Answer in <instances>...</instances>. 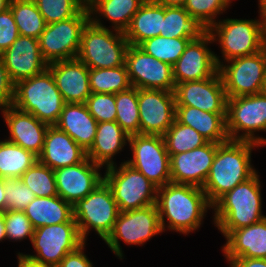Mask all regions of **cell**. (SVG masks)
I'll list each match as a JSON object with an SVG mask.
<instances>
[{"mask_svg": "<svg viewBox=\"0 0 266 267\" xmlns=\"http://www.w3.org/2000/svg\"><path fill=\"white\" fill-rule=\"evenodd\" d=\"M156 205L163 232L167 227L184 235L198 230L212 208L201 187L172 182L158 187Z\"/></svg>", "mask_w": 266, "mask_h": 267, "instance_id": "cell-1", "label": "cell"}, {"mask_svg": "<svg viewBox=\"0 0 266 267\" xmlns=\"http://www.w3.org/2000/svg\"><path fill=\"white\" fill-rule=\"evenodd\" d=\"M256 147L261 146L241 140H228L218 145L209 175L202 187L211 205L257 172L251 164V151Z\"/></svg>", "mask_w": 266, "mask_h": 267, "instance_id": "cell-2", "label": "cell"}, {"mask_svg": "<svg viewBox=\"0 0 266 267\" xmlns=\"http://www.w3.org/2000/svg\"><path fill=\"white\" fill-rule=\"evenodd\" d=\"M261 182L256 172L252 177L226 192L213 205L214 225L226 238L233 230L260 222L262 214Z\"/></svg>", "mask_w": 266, "mask_h": 267, "instance_id": "cell-3", "label": "cell"}, {"mask_svg": "<svg viewBox=\"0 0 266 267\" xmlns=\"http://www.w3.org/2000/svg\"><path fill=\"white\" fill-rule=\"evenodd\" d=\"M261 19H217L208 32L218 41L224 62L258 53L266 47V12L259 7ZM217 36V37H216Z\"/></svg>", "mask_w": 266, "mask_h": 267, "instance_id": "cell-4", "label": "cell"}, {"mask_svg": "<svg viewBox=\"0 0 266 267\" xmlns=\"http://www.w3.org/2000/svg\"><path fill=\"white\" fill-rule=\"evenodd\" d=\"M128 46L123 32L111 31L102 24L99 16L90 15L81 34L77 58L89 69L115 68L125 65Z\"/></svg>", "mask_w": 266, "mask_h": 267, "instance_id": "cell-5", "label": "cell"}, {"mask_svg": "<svg viewBox=\"0 0 266 267\" xmlns=\"http://www.w3.org/2000/svg\"><path fill=\"white\" fill-rule=\"evenodd\" d=\"M65 104L48 69L15 84L12 105L49 126L57 124Z\"/></svg>", "mask_w": 266, "mask_h": 267, "instance_id": "cell-6", "label": "cell"}, {"mask_svg": "<svg viewBox=\"0 0 266 267\" xmlns=\"http://www.w3.org/2000/svg\"><path fill=\"white\" fill-rule=\"evenodd\" d=\"M119 213L112 190L105 181L73 205V218L84 242L91 230L105 241L112 233Z\"/></svg>", "mask_w": 266, "mask_h": 267, "instance_id": "cell-7", "label": "cell"}, {"mask_svg": "<svg viewBox=\"0 0 266 267\" xmlns=\"http://www.w3.org/2000/svg\"><path fill=\"white\" fill-rule=\"evenodd\" d=\"M105 168L104 181L111 188L119 211L141 209L157 201L158 187L127 162Z\"/></svg>", "mask_w": 266, "mask_h": 267, "instance_id": "cell-8", "label": "cell"}, {"mask_svg": "<svg viewBox=\"0 0 266 267\" xmlns=\"http://www.w3.org/2000/svg\"><path fill=\"white\" fill-rule=\"evenodd\" d=\"M226 130L229 140L266 145V138L255 136L256 131L266 132V95L261 92L227 98Z\"/></svg>", "mask_w": 266, "mask_h": 267, "instance_id": "cell-9", "label": "cell"}, {"mask_svg": "<svg viewBox=\"0 0 266 267\" xmlns=\"http://www.w3.org/2000/svg\"><path fill=\"white\" fill-rule=\"evenodd\" d=\"M89 21L90 14L86 5L72 18L47 24L38 38L43 59L49 64L77 58L81 34Z\"/></svg>", "mask_w": 266, "mask_h": 267, "instance_id": "cell-10", "label": "cell"}, {"mask_svg": "<svg viewBox=\"0 0 266 267\" xmlns=\"http://www.w3.org/2000/svg\"><path fill=\"white\" fill-rule=\"evenodd\" d=\"M162 232L158 208L153 204L141 209L120 212L112 233L104 242L116 256L123 259L119 239L128 245H143Z\"/></svg>", "mask_w": 266, "mask_h": 267, "instance_id": "cell-11", "label": "cell"}, {"mask_svg": "<svg viewBox=\"0 0 266 267\" xmlns=\"http://www.w3.org/2000/svg\"><path fill=\"white\" fill-rule=\"evenodd\" d=\"M220 62L218 72L227 98L262 92L266 75V47L256 54ZM225 64V65H224Z\"/></svg>", "mask_w": 266, "mask_h": 267, "instance_id": "cell-12", "label": "cell"}, {"mask_svg": "<svg viewBox=\"0 0 266 267\" xmlns=\"http://www.w3.org/2000/svg\"><path fill=\"white\" fill-rule=\"evenodd\" d=\"M128 143L132 159L127 160L157 187L171 182L170 156L161 135L135 134L129 136Z\"/></svg>", "mask_w": 266, "mask_h": 267, "instance_id": "cell-13", "label": "cell"}, {"mask_svg": "<svg viewBox=\"0 0 266 267\" xmlns=\"http://www.w3.org/2000/svg\"><path fill=\"white\" fill-rule=\"evenodd\" d=\"M35 255L25 254L33 260L56 267L70 252L84 243L74 218L69 222L34 229L31 241Z\"/></svg>", "mask_w": 266, "mask_h": 267, "instance_id": "cell-14", "label": "cell"}, {"mask_svg": "<svg viewBox=\"0 0 266 267\" xmlns=\"http://www.w3.org/2000/svg\"><path fill=\"white\" fill-rule=\"evenodd\" d=\"M125 65L132 87L174 91L172 66L146 54L138 46H128Z\"/></svg>", "mask_w": 266, "mask_h": 267, "instance_id": "cell-15", "label": "cell"}, {"mask_svg": "<svg viewBox=\"0 0 266 267\" xmlns=\"http://www.w3.org/2000/svg\"><path fill=\"white\" fill-rule=\"evenodd\" d=\"M212 42L214 43L209 32L199 39L189 41L180 58L172 66L175 85L210 78L218 71L222 59L208 47Z\"/></svg>", "mask_w": 266, "mask_h": 267, "instance_id": "cell-16", "label": "cell"}, {"mask_svg": "<svg viewBox=\"0 0 266 267\" xmlns=\"http://www.w3.org/2000/svg\"><path fill=\"white\" fill-rule=\"evenodd\" d=\"M140 134L163 136L176 118L174 91L138 89Z\"/></svg>", "mask_w": 266, "mask_h": 267, "instance_id": "cell-17", "label": "cell"}, {"mask_svg": "<svg viewBox=\"0 0 266 267\" xmlns=\"http://www.w3.org/2000/svg\"><path fill=\"white\" fill-rule=\"evenodd\" d=\"M174 95L176 106H191L202 111L226 114L227 96L218 71L210 78L176 84Z\"/></svg>", "mask_w": 266, "mask_h": 267, "instance_id": "cell-18", "label": "cell"}, {"mask_svg": "<svg viewBox=\"0 0 266 267\" xmlns=\"http://www.w3.org/2000/svg\"><path fill=\"white\" fill-rule=\"evenodd\" d=\"M100 168L102 166L86 158L75 165L53 170L57 194L72 206L75 205L104 181Z\"/></svg>", "mask_w": 266, "mask_h": 267, "instance_id": "cell-19", "label": "cell"}, {"mask_svg": "<svg viewBox=\"0 0 266 267\" xmlns=\"http://www.w3.org/2000/svg\"><path fill=\"white\" fill-rule=\"evenodd\" d=\"M1 57L14 84L48 68L40 52L39 40L33 37L19 35Z\"/></svg>", "mask_w": 266, "mask_h": 267, "instance_id": "cell-20", "label": "cell"}, {"mask_svg": "<svg viewBox=\"0 0 266 267\" xmlns=\"http://www.w3.org/2000/svg\"><path fill=\"white\" fill-rule=\"evenodd\" d=\"M208 142L202 147L170 156L171 182L203 187L218 147Z\"/></svg>", "mask_w": 266, "mask_h": 267, "instance_id": "cell-21", "label": "cell"}, {"mask_svg": "<svg viewBox=\"0 0 266 267\" xmlns=\"http://www.w3.org/2000/svg\"><path fill=\"white\" fill-rule=\"evenodd\" d=\"M65 103H85L91 95L89 68L78 58L48 64Z\"/></svg>", "mask_w": 266, "mask_h": 267, "instance_id": "cell-22", "label": "cell"}, {"mask_svg": "<svg viewBox=\"0 0 266 267\" xmlns=\"http://www.w3.org/2000/svg\"><path fill=\"white\" fill-rule=\"evenodd\" d=\"M1 111L10 133L9 139L6 140L32 152L38 157L42 152L49 125L13 105L2 108Z\"/></svg>", "mask_w": 266, "mask_h": 267, "instance_id": "cell-23", "label": "cell"}, {"mask_svg": "<svg viewBox=\"0 0 266 267\" xmlns=\"http://www.w3.org/2000/svg\"><path fill=\"white\" fill-rule=\"evenodd\" d=\"M86 158V151L67 133L55 125L48 127L42 152L38 156L40 163L55 170L83 162Z\"/></svg>", "mask_w": 266, "mask_h": 267, "instance_id": "cell-24", "label": "cell"}, {"mask_svg": "<svg viewBox=\"0 0 266 267\" xmlns=\"http://www.w3.org/2000/svg\"><path fill=\"white\" fill-rule=\"evenodd\" d=\"M226 241L222 251L229 263L236 258L266 259V218L233 230Z\"/></svg>", "mask_w": 266, "mask_h": 267, "instance_id": "cell-25", "label": "cell"}, {"mask_svg": "<svg viewBox=\"0 0 266 267\" xmlns=\"http://www.w3.org/2000/svg\"><path fill=\"white\" fill-rule=\"evenodd\" d=\"M97 125L85 103H66L55 126L87 151L93 144Z\"/></svg>", "mask_w": 266, "mask_h": 267, "instance_id": "cell-26", "label": "cell"}, {"mask_svg": "<svg viewBox=\"0 0 266 267\" xmlns=\"http://www.w3.org/2000/svg\"><path fill=\"white\" fill-rule=\"evenodd\" d=\"M129 136L116 122H100L92 146L86 151L87 158L100 166L110 167L116 162L113 157L122 151Z\"/></svg>", "mask_w": 266, "mask_h": 267, "instance_id": "cell-27", "label": "cell"}, {"mask_svg": "<svg viewBox=\"0 0 266 267\" xmlns=\"http://www.w3.org/2000/svg\"><path fill=\"white\" fill-rule=\"evenodd\" d=\"M175 119L195 129L209 142L220 144L229 140L226 130V114L202 111L191 106H176Z\"/></svg>", "mask_w": 266, "mask_h": 267, "instance_id": "cell-28", "label": "cell"}, {"mask_svg": "<svg viewBox=\"0 0 266 267\" xmlns=\"http://www.w3.org/2000/svg\"><path fill=\"white\" fill-rule=\"evenodd\" d=\"M164 20V6L146 0L135 13L124 32L129 45L139 46L143 41L159 36Z\"/></svg>", "mask_w": 266, "mask_h": 267, "instance_id": "cell-29", "label": "cell"}, {"mask_svg": "<svg viewBox=\"0 0 266 267\" xmlns=\"http://www.w3.org/2000/svg\"><path fill=\"white\" fill-rule=\"evenodd\" d=\"M24 212L34 229L69 222L73 218V206L59 195L36 197Z\"/></svg>", "mask_w": 266, "mask_h": 267, "instance_id": "cell-30", "label": "cell"}, {"mask_svg": "<svg viewBox=\"0 0 266 267\" xmlns=\"http://www.w3.org/2000/svg\"><path fill=\"white\" fill-rule=\"evenodd\" d=\"M208 32L197 18L178 6H164V20L160 35L168 38L199 39Z\"/></svg>", "mask_w": 266, "mask_h": 267, "instance_id": "cell-31", "label": "cell"}, {"mask_svg": "<svg viewBox=\"0 0 266 267\" xmlns=\"http://www.w3.org/2000/svg\"><path fill=\"white\" fill-rule=\"evenodd\" d=\"M146 0H87L90 15L101 14L112 23L114 30L125 32L133 16Z\"/></svg>", "mask_w": 266, "mask_h": 267, "instance_id": "cell-32", "label": "cell"}, {"mask_svg": "<svg viewBox=\"0 0 266 267\" xmlns=\"http://www.w3.org/2000/svg\"><path fill=\"white\" fill-rule=\"evenodd\" d=\"M37 160L32 152L6 139L0 140V177L20 178Z\"/></svg>", "mask_w": 266, "mask_h": 267, "instance_id": "cell-33", "label": "cell"}, {"mask_svg": "<svg viewBox=\"0 0 266 267\" xmlns=\"http://www.w3.org/2000/svg\"><path fill=\"white\" fill-rule=\"evenodd\" d=\"M9 8L19 34L38 39L47 24L34 0H11Z\"/></svg>", "mask_w": 266, "mask_h": 267, "instance_id": "cell-34", "label": "cell"}, {"mask_svg": "<svg viewBox=\"0 0 266 267\" xmlns=\"http://www.w3.org/2000/svg\"><path fill=\"white\" fill-rule=\"evenodd\" d=\"M89 83L91 93L116 94L132 87L126 65L89 69Z\"/></svg>", "mask_w": 266, "mask_h": 267, "instance_id": "cell-35", "label": "cell"}, {"mask_svg": "<svg viewBox=\"0 0 266 267\" xmlns=\"http://www.w3.org/2000/svg\"><path fill=\"white\" fill-rule=\"evenodd\" d=\"M163 137L169 156L202 147L209 142L195 129L176 119Z\"/></svg>", "mask_w": 266, "mask_h": 267, "instance_id": "cell-36", "label": "cell"}, {"mask_svg": "<svg viewBox=\"0 0 266 267\" xmlns=\"http://www.w3.org/2000/svg\"><path fill=\"white\" fill-rule=\"evenodd\" d=\"M115 101L116 122L128 136L140 134L138 89L130 87L128 90L116 93Z\"/></svg>", "mask_w": 266, "mask_h": 267, "instance_id": "cell-37", "label": "cell"}, {"mask_svg": "<svg viewBox=\"0 0 266 267\" xmlns=\"http://www.w3.org/2000/svg\"><path fill=\"white\" fill-rule=\"evenodd\" d=\"M190 38L156 36L143 41L138 47L146 54L173 66L185 50Z\"/></svg>", "mask_w": 266, "mask_h": 267, "instance_id": "cell-38", "label": "cell"}, {"mask_svg": "<svg viewBox=\"0 0 266 267\" xmlns=\"http://www.w3.org/2000/svg\"><path fill=\"white\" fill-rule=\"evenodd\" d=\"M20 179L36 197L58 195L54 171L38 160L22 174Z\"/></svg>", "mask_w": 266, "mask_h": 267, "instance_id": "cell-39", "label": "cell"}, {"mask_svg": "<svg viewBox=\"0 0 266 267\" xmlns=\"http://www.w3.org/2000/svg\"><path fill=\"white\" fill-rule=\"evenodd\" d=\"M46 24L59 22L77 15L87 0H34Z\"/></svg>", "mask_w": 266, "mask_h": 267, "instance_id": "cell-40", "label": "cell"}, {"mask_svg": "<svg viewBox=\"0 0 266 267\" xmlns=\"http://www.w3.org/2000/svg\"><path fill=\"white\" fill-rule=\"evenodd\" d=\"M232 0H186L184 9L208 29L215 24L217 15L225 12Z\"/></svg>", "mask_w": 266, "mask_h": 267, "instance_id": "cell-41", "label": "cell"}, {"mask_svg": "<svg viewBox=\"0 0 266 267\" xmlns=\"http://www.w3.org/2000/svg\"><path fill=\"white\" fill-rule=\"evenodd\" d=\"M6 210L24 211L36 195L20 178L5 179Z\"/></svg>", "mask_w": 266, "mask_h": 267, "instance_id": "cell-42", "label": "cell"}, {"mask_svg": "<svg viewBox=\"0 0 266 267\" xmlns=\"http://www.w3.org/2000/svg\"><path fill=\"white\" fill-rule=\"evenodd\" d=\"M85 104L98 123L116 121L115 94L91 93Z\"/></svg>", "mask_w": 266, "mask_h": 267, "instance_id": "cell-43", "label": "cell"}, {"mask_svg": "<svg viewBox=\"0 0 266 267\" xmlns=\"http://www.w3.org/2000/svg\"><path fill=\"white\" fill-rule=\"evenodd\" d=\"M3 214L6 238L14 241L29 238L32 241L34 228L24 211L6 210Z\"/></svg>", "mask_w": 266, "mask_h": 267, "instance_id": "cell-44", "label": "cell"}, {"mask_svg": "<svg viewBox=\"0 0 266 267\" xmlns=\"http://www.w3.org/2000/svg\"><path fill=\"white\" fill-rule=\"evenodd\" d=\"M19 35L11 9L0 12V55L12 45Z\"/></svg>", "mask_w": 266, "mask_h": 267, "instance_id": "cell-45", "label": "cell"}, {"mask_svg": "<svg viewBox=\"0 0 266 267\" xmlns=\"http://www.w3.org/2000/svg\"><path fill=\"white\" fill-rule=\"evenodd\" d=\"M15 84L11 81L8 71L0 55V109L12 105Z\"/></svg>", "mask_w": 266, "mask_h": 267, "instance_id": "cell-46", "label": "cell"}, {"mask_svg": "<svg viewBox=\"0 0 266 267\" xmlns=\"http://www.w3.org/2000/svg\"><path fill=\"white\" fill-rule=\"evenodd\" d=\"M86 242L75 251L68 253L56 267H93V263L84 254Z\"/></svg>", "mask_w": 266, "mask_h": 267, "instance_id": "cell-47", "label": "cell"}, {"mask_svg": "<svg viewBox=\"0 0 266 267\" xmlns=\"http://www.w3.org/2000/svg\"><path fill=\"white\" fill-rule=\"evenodd\" d=\"M230 267H266V259L260 258H236L230 263Z\"/></svg>", "mask_w": 266, "mask_h": 267, "instance_id": "cell-48", "label": "cell"}, {"mask_svg": "<svg viewBox=\"0 0 266 267\" xmlns=\"http://www.w3.org/2000/svg\"><path fill=\"white\" fill-rule=\"evenodd\" d=\"M18 267H53L33 260L25 254L18 253Z\"/></svg>", "mask_w": 266, "mask_h": 267, "instance_id": "cell-49", "label": "cell"}, {"mask_svg": "<svg viewBox=\"0 0 266 267\" xmlns=\"http://www.w3.org/2000/svg\"><path fill=\"white\" fill-rule=\"evenodd\" d=\"M5 179L0 177V213L6 211V199H5V189H4Z\"/></svg>", "mask_w": 266, "mask_h": 267, "instance_id": "cell-50", "label": "cell"}, {"mask_svg": "<svg viewBox=\"0 0 266 267\" xmlns=\"http://www.w3.org/2000/svg\"><path fill=\"white\" fill-rule=\"evenodd\" d=\"M153 1L163 6H178V7H183L186 3V0H153Z\"/></svg>", "mask_w": 266, "mask_h": 267, "instance_id": "cell-51", "label": "cell"}, {"mask_svg": "<svg viewBox=\"0 0 266 267\" xmlns=\"http://www.w3.org/2000/svg\"><path fill=\"white\" fill-rule=\"evenodd\" d=\"M6 240V229L4 223V214L0 213V241Z\"/></svg>", "mask_w": 266, "mask_h": 267, "instance_id": "cell-52", "label": "cell"}, {"mask_svg": "<svg viewBox=\"0 0 266 267\" xmlns=\"http://www.w3.org/2000/svg\"><path fill=\"white\" fill-rule=\"evenodd\" d=\"M11 0H0V12L5 11L10 7Z\"/></svg>", "mask_w": 266, "mask_h": 267, "instance_id": "cell-53", "label": "cell"}, {"mask_svg": "<svg viewBox=\"0 0 266 267\" xmlns=\"http://www.w3.org/2000/svg\"><path fill=\"white\" fill-rule=\"evenodd\" d=\"M259 7L265 8L266 7V0H259Z\"/></svg>", "mask_w": 266, "mask_h": 267, "instance_id": "cell-54", "label": "cell"}, {"mask_svg": "<svg viewBox=\"0 0 266 267\" xmlns=\"http://www.w3.org/2000/svg\"><path fill=\"white\" fill-rule=\"evenodd\" d=\"M262 93H264L266 95V75H265L264 85L262 88Z\"/></svg>", "mask_w": 266, "mask_h": 267, "instance_id": "cell-55", "label": "cell"}]
</instances>
